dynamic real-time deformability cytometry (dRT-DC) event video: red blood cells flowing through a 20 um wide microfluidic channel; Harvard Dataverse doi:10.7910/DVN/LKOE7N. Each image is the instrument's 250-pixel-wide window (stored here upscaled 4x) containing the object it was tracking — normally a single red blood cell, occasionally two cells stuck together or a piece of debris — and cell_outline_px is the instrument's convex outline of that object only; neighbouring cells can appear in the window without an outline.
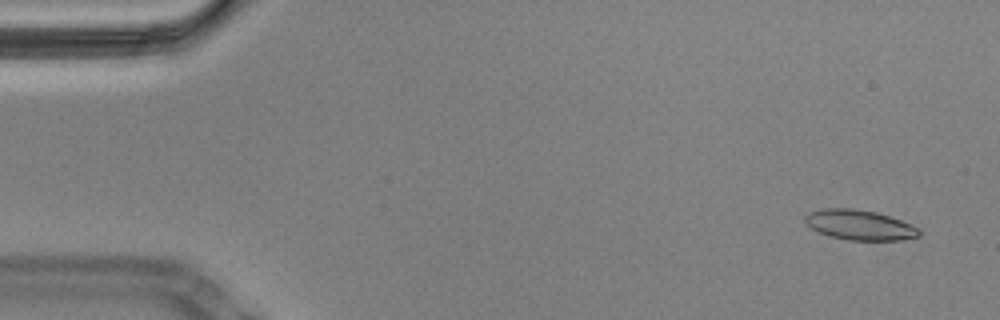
{"species": "Egyptian fruit bat (a non-hibernating species)", "species_latin": "Rousettus aegyptiacus", "temperature_condition": "cold", "stored_images_in_passage": 58, "camera_frame_rate_fps": 3000, "um_per_image_px": 0.085, "animal": {"sex": "male"}, "frame": {"image": 1, "passage_image": 3, "time_ms": 0.667, "image_size_px": [1000, 320], "cell_outline_px": [[920, 236], [900, 240], [848, 240], [828, 236], [812, 228], [804, 220], [804, 216], [808, 212], [824, 208], [852, 208], [876, 212], [900, 220], [920, 228]], "centroid_in_image_um": [73.06, 19.12], "position_along_channel_um": 11.9, "area_um2": 19.94}}
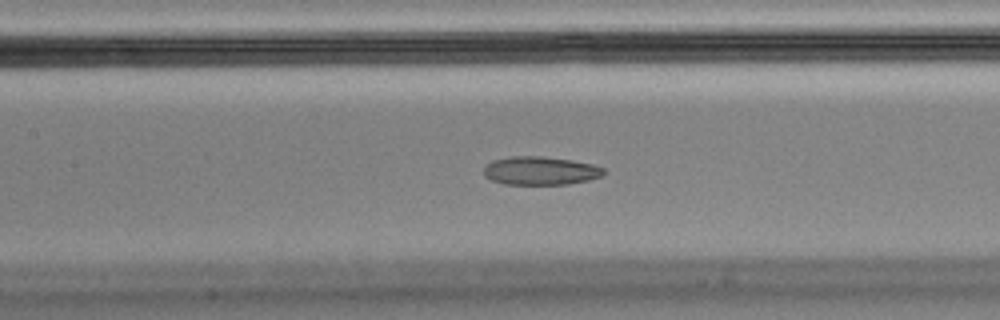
{"frame": {"image": 2, "passage_image": 26, "time_ms": 8.333, "image_size_px": [1000, 320], "cell_outline_px": [[604, 176], [588, 180], [568, 184], [504, 184], [492, 180], [484, 176], [484, 168], [492, 160], [512, 156], [540, 156], [572, 160], [592, 164], [604, 168]], "centroid_in_image_um": [45.94, 14.51], "position_along_channel_um": 161.5, "area_um2": 19.83}}
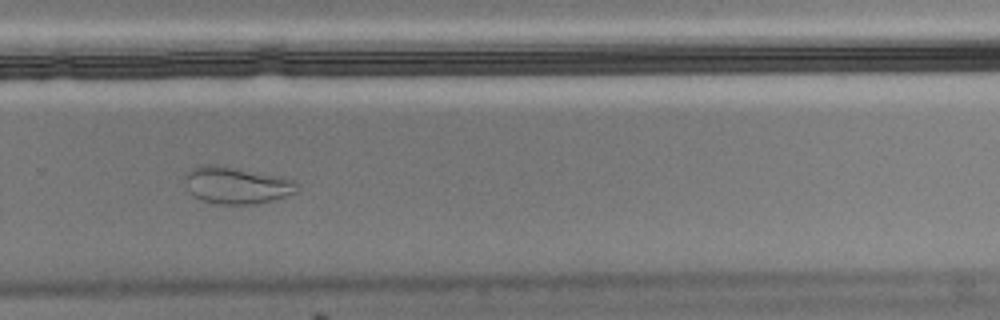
{"frame": {"image": 3, "passage_image": 39, "time_ms": 12.667, "image_size_px": [1000, 320], "cell_outline_px": [[300, 188], [296, 192], [276, 200], [256, 204], [220, 204], [200, 200], [188, 188], [184, 180], [184, 172], [196, 164], [220, 164], [292, 180]], "centroid_in_image_um": [20.04, 15.73], "position_along_channel_um": 309.8, "area_um2": 24.28}, "authors_computed_cell_mechanics": {"area_um2": 21.2415, "velocity_mm_per_s": 3.4309, "shape_relaxation_time_tau1_ms": null, "shape_relaxation_time_tau2_ms": 1.4687, "deformation_change_tau1": null, "deformation_change_tau2": 0.0569}}